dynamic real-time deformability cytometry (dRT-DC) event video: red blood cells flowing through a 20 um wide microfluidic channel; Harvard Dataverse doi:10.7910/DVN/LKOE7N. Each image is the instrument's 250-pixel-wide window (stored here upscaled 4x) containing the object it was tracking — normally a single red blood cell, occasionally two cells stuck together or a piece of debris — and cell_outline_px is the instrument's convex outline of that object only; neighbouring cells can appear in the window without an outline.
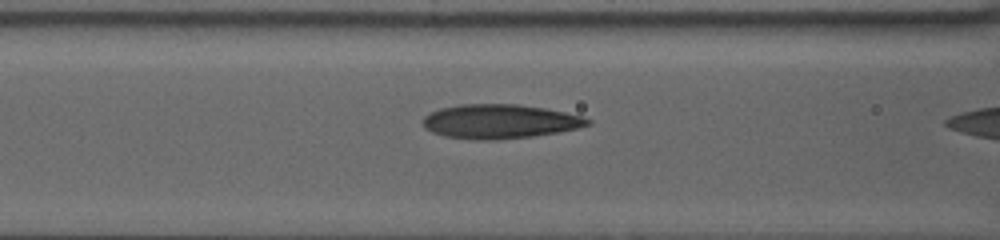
{"species": "human", "species_latin": "Homo sapiens", "temperature_condition": "warm", "stored_images_in_passage": 57, "camera_frame_rate_fps": 3000, "um_per_image_px": 0.085, "donor": {"sex": "female"}, "frame": {"image": 1, "passage_image": 28, "time_ms": 9.0, "image_size_px": [1000, 240], "cell_outline_px": [[592, 124], [560, 132], [532, 136], [496, 140], [476, 140], [444, 136], [432, 132], [424, 128], [424, 116], [440, 108], [460, 104], [516, 104], [544, 108], [584, 116], [592, 120]], "centroid_in_image_um": [42.5, 10.32], "position_along_channel_um": 124.1, "area_um2": 32.89}}
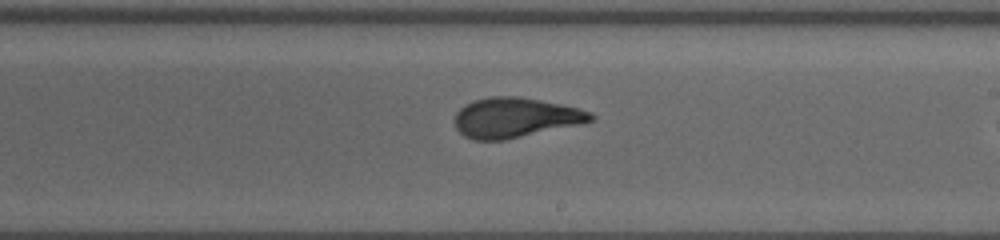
{"frame": {"image": 2, "passage_image": 41, "time_ms": 13.333, "image_size_px": [1000, 240], "cell_outline_px": [[596, 116], [592, 120], [580, 124], [504, 140], [472, 140], [464, 136], [456, 128], [456, 112], [460, 108], [472, 100], [492, 96], [516, 96], [540, 100], [580, 108], [592, 112]], "centroid_in_image_um": [43.8, 9.99], "position_along_channel_um": 245.2, "area_um2": 31.56}}
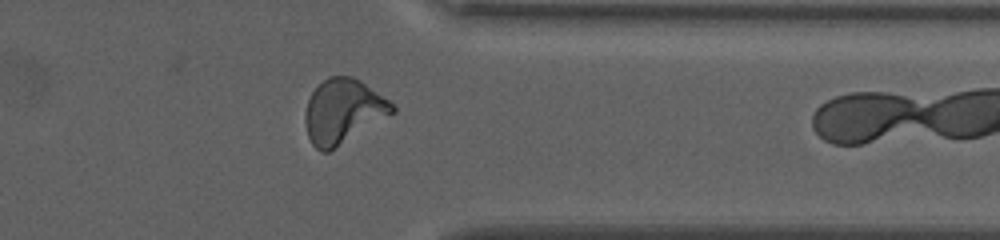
{"frame": {"image": 3, "passage_image": 56, "time_ms": 18.333, "image_size_px": [1000, 240], "cell_outline_px": [[396, 112], [328, 152], [320, 152], [312, 144], [308, 136], [304, 120], [304, 116], [308, 100], [312, 92], [328, 76], [352, 76], [360, 80], [388, 100], [396, 108]], "centroid_in_image_um": [29.15, 9.47], "position_along_channel_um": 382.2, "area_um2": 32.43}}